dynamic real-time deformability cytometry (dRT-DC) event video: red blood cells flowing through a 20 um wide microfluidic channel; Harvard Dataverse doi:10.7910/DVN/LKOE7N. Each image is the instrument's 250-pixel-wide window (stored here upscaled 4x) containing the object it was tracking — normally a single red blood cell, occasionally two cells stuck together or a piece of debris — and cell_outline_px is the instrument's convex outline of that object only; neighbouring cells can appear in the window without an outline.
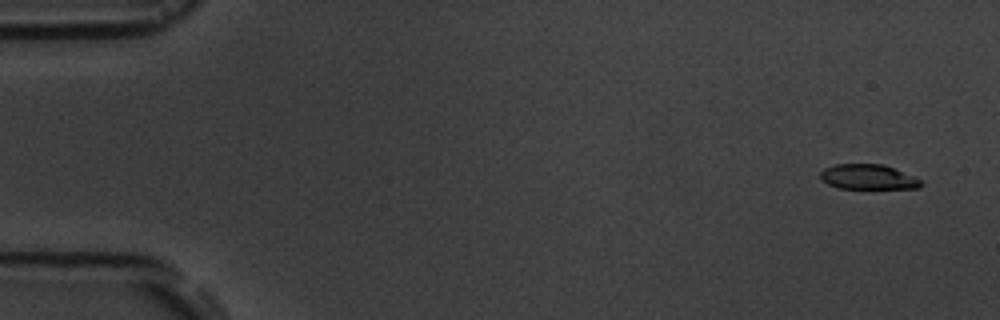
{"species": "common noctule bat (a hibernating species)", "species_latin": "Nyctalus noctula", "temperature_condition": "room temperature", "stored_images_in_passage": 4, "camera_frame_rate_fps": 3000, "um_per_image_px": 0.085, "animal": {"sex": "male", "body_mass_g": 19.5, "forearm_length_mm": 54.6}, "frame": {"image": 1, "passage_image": 1, "time_ms": 0.0, "image_size_px": [1000, 320], "cell_outline_px": [[924, 184], [920, 188], [840, 188], [828, 184], [820, 180], [820, 172], [824, 168], [836, 164], [884, 164], [916, 176]], "centroid_in_image_um": [73.81, 15.03], "position_along_channel_um": 11.2, "area_um2": 14.8}}
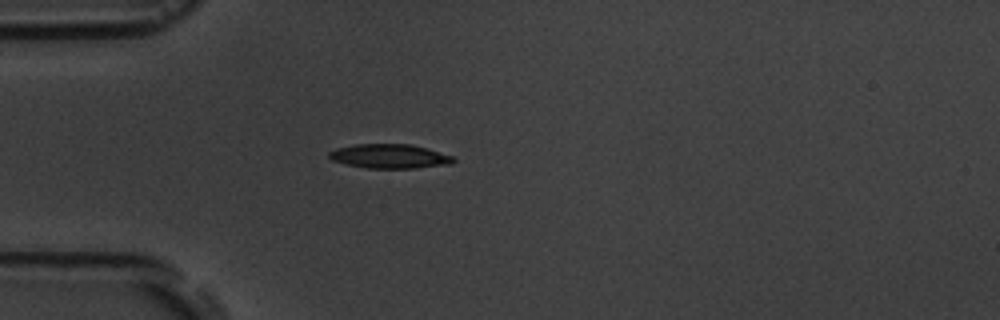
{"frame": {"image": 2, "passage_image": 4, "time_ms": 4.333, "image_size_px": [1000, 320], "cell_outline_px": [[456, 160], [452, 164], [416, 168], [368, 168], [348, 164], [332, 160], [328, 156], [328, 152], [336, 148], [356, 144], [412, 144], [452, 156]], "centroid_in_image_um": [33.12, 13.28], "position_along_channel_um": 51.9, "area_um2": 17.46}}